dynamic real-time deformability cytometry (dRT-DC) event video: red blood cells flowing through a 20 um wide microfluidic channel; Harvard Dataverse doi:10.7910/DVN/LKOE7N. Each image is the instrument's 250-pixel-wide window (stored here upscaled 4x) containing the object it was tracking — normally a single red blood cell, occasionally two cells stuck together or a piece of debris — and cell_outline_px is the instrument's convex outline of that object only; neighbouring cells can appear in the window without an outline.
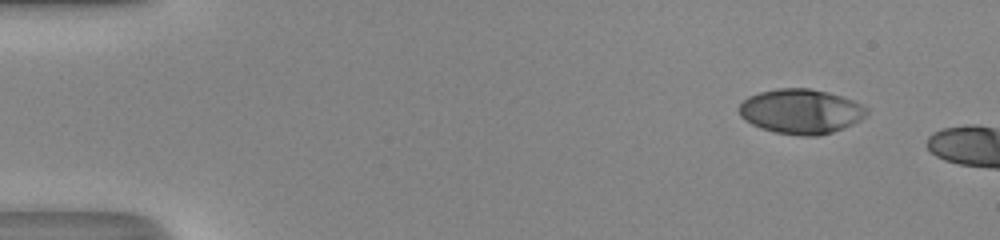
{"species": "human", "species_latin": "Homo sapiens", "temperature_condition": "room temperature", "stored_images_in_passage": 4, "camera_frame_rate_fps": 3000, "um_per_image_px": 0.085, "donor": {"sex": "male"}, "frame": {"image": 1, "passage_image": 1, "time_ms": 0.0, "image_size_px": [1000, 240], "cell_outline_px": [[868, 112], [860, 120], [844, 128], [832, 132], [816, 136], [804, 136], [776, 132], [760, 128], [752, 124], [740, 116], [736, 108], [748, 96], [760, 92], [776, 88], [808, 88], [828, 92], [852, 100], [868, 108]], "centroid_in_image_um": [68.05, 9.46], "position_along_channel_um": 17.0, "area_um2": 33.23}}